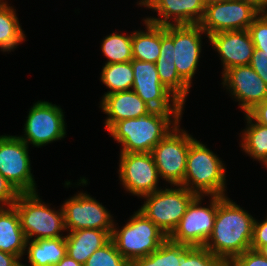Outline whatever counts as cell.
Wrapping results in <instances>:
<instances>
[{"mask_svg":"<svg viewBox=\"0 0 267 266\" xmlns=\"http://www.w3.org/2000/svg\"><path fill=\"white\" fill-rule=\"evenodd\" d=\"M227 196H217L213 231L204 247L228 264L234 257L251 249L253 218Z\"/></svg>","mask_w":267,"mask_h":266,"instance_id":"cell-1","label":"cell"},{"mask_svg":"<svg viewBox=\"0 0 267 266\" xmlns=\"http://www.w3.org/2000/svg\"><path fill=\"white\" fill-rule=\"evenodd\" d=\"M182 113L152 110L144 116L116 122L108 132L122 145L120 152L151 153L153 148L180 124Z\"/></svg>","mask_w":267,"mask_h":266,"instance_id":"cell-2","label":"cell"},{"mask_svg":"<svg viewBox=\"0 0 267 266\" xmlns=\"http://www.w3.org/2000/svg\"><path fill=\"white\" fill-rule=\"evenodd\" d=\"M203 143L194 139L187 155L182 186L199 196H226L225 166Z\"/></svg>","mask_w":267,"mask_h":266,"instance_id":"cell-3","label":"cell"},{"mask_svg":"<svg viewBox=\"0 0 267 266\" xmlns=\"http://www.w3.org/2000/svg\"><path fill=\"white\" fill-rule=\"evenodd\" d=\"M115 226L114 223L111 240L114 242L119 253L129 263L150 255L168 238L139 209L131 216L121 230Z\"/></svg>","mask_w":267,"mask_h":266,"instance_id":"cell-4","label":"cell"},{"mask_svg":"<svg viewBox=\"0 0 267 266\" xmlns=\"http://www.w3.org/2000/svg\"><path fill=\"white\" fill-rule=\"evenodd\" d=\"M35 193H20L13 205L20 217L21 228L26 240L65 237L64 213L48 207Z\"/></svg>","mask_w":267,"mask_h":266,"instance_id":"cell-5","label":"cell"},{"mask_svg":"<svg viewBox=\"0 0 267 266\" xmlns=\"http://www.w3.org/2000/svg\"><path fill=\"white\" fill-rule=\"evenodd\" d=\"M197 195L182 185L165 188L143 196L146 199L139 209L144 213L167 237L174 231L187 207Z\"/></svg>","mask_w":267,"mask_h":266,"instance_id":"cell-6","label":"cell"},{"mask_svg":"<svg viewBox=\"0 0 267 266\" xmlns=\"http://www.w3.org/2000/svg\"><path fill=\"white\" fill-rule=\"evenodd\" d=\"M194 138L178 124L151 151L160 178L170 185H182L187 155Z\"/></svg>","mask_w":267,"mask_h":266,"instance_id":"cell-7","label":"cell"},{"mask_svg":"<svg viewBox=\"0 0 267 266\" xmlns=\"http://www.w3.org/2000/svg\"><path fill=\"white\" fill-rule=\"evenodd\" d=\"M24 136H18L27 145L42 147L66 135L63 110L50 102L38 101L26 117Z\"/></svg>","mask_w":267,"mask_h":266,"instance_id":"cell-8","label":"cell"},{"mask_svg":"<svg viewBox=\"0 0 267 266\" xmlns=\"http://www.w3.org/2000/svg\"><path fill=\"white\" fill-rule=\"evenodd\" d=\"M28 145L18 136H0V173L19 193H35Z\"/></svg>","mask_w":267,"mask_h":266,"instance_id":"cell-9","label":"cell"},{"mask_svg":"<svg viewBox=\"0 0 267 266\" xmlns=\"http://www.w3.org/2000/svg\"><path fill=\"white\" fill-rule=\"evenodd\" d=\"M204 196L197 195L187 207L186 213L168 238L188 246H204L209 239L217 213V196H211L210 205L202 207ZM200 205V206H199Z\"/></svg>","mask_w":267,"mask_h":266,"instance_id":"cell-10","label":"cell"},{"mask_svg":"<svg viewBox=\"0 0 267 266\" xmlns=\"http://www.w3.org/2000/svg\"><path fill=\"white\" fill-rule=\"evenodd\" d=\"M260 13L261 11L250 2L227 0L207 5L199 25L207 37L223 31L248 30Z\"/></svg>","mask_w":267,"mask_h":266,"instance_id":"cell-11","label":"cell"},{"mask_svg":"<svg viewBox=\"0 0 267 266\" xmlns=\"http://www.w3.org/2000/svg\"><path fill=\"white\" fill-rule=\"evenodd\" d=\"M131 63L134 75L132 90L148 106L159 111H183L184 104L160 82L155 63L135 59Z\"/></svg>","mask_w":267,"mask_h":266,"instance_id":"cell-12","label":"cell"},{"mask_svg":"<svg viewBox=\"0 0 267 266\" xmlns=\"http://www.w3.org/2000/svg\"><path fill=\"white\" fill-rule=\"evenodd\" d=\"M66 231L99 229L112 233L114 220L107 209L89 194L80 192L62 205ZM69 229V230H68Z\"/></svg>","mask_w":267,"mask_h":266,"instance_id":"cell-13","label":"cell"},{"mask_svg":"<svg viewBox=\"0 0 267 266\" xmlns=\"http://www.w3.org/2000/svg\"><path fill=\"white\" fill-rule=\"evenodd\" d=\"M119 178L125 190L138 197L160 190L159 174L151 153L120 152Z\"/></svg>","mask_w":267,"mask_h":266,"instance_id":"cell-14","label":"cell"},{"mask_svg":"<svg viewBox=\"0 0 267 266\" xmlns=\"http://www.w3.org/2000/svg\"><path fill=\"white\" fill-rule=\"evenodd\" d=\"M222 76L223 87L239 101L245 114L267 99V84L250 65L230 68Z\"/></svg>","mask_w":267,"mask_h":266,"instance_id":"cell-15","label":"cell"},{"mask_svg":"<svg viewBox=\"0 0 267 266\" xmlns=\"http://www.w3.org/2000/svg\"><path fill=\"white\" fill-rule=\"evenodd\" d=\"M202 33L206 34L199 24L173 25L174 64L190 87L200 58Z\"/></svg>","mask_w":267,"mask_h":266,"instance_id":"cell-16","label":"cell"},{"mask_svg":"<svg viewBox=\"0 0 267 266\" xmlns=\"http://www.w3.org/2000/svg\"><path fill=\"white\" fill-rule=\"evenodd\" d=\"M138 5L157 11L160 18L145 20L161 26L199 24L206 7L203 0H140Z\"/></svg>","mask_w":267,"mask_h":266,"instance_id":"cell-17","label":"cell"},{"mask_svg":"<svg viewBox=\"0 0 267 266\" xmlns=\"http://www.w3.org/2000/svg\"><path fill=\"white\" fill-rule=\"evenodd\" d=\"M213 48L219 53L223 72L251 62L255 46L248 30L223 31L208 37Z\"/></svg>","mask_w":267,"mask_h":266,"instance_id":"cell-18","label":"cell"},{"mask_svg":"<svg viewBox=\"0 0 267 266\" xmlns=\"http://www.w3.org/2000/svg\"><path fill=\"white\" fill-rule=\"evenodd\" d=\"M160 82L185 104L190 86L179 76L173 54V25L161 26L160 56L155 62Z\"/></svg>","mask_w":267,"mask_h":266,"instance_id":"cell-19","label":"cell"},{"mask_svg":"<svg viewBox=\"0 0 267 266\" xmlns=\"http://www.w3.org/2000/svg\"><path fill=\"white\" fill-rule=\"evenodd\" d=\"M100 108L108 115L104 122L107 131L116 122L138 118L153 110L133 90L103 95Z\"/></svg>","mask_w":267,"mask_h":266,"instance_id":"cell-20","label":"cell"},{"mask_svg":"<svg viewBox=\"0 0 267 266\" xmlns=\"http://www.w3.org/2000/svg\"><path fill=\"white\" fill-rule=\"evenodd\" d=\"M111 240L109 231L81 229L65 236L67 255L84 265L88 258Z\"/></svg>","mask_w":267,"mask_h":266,"instance_id":"cell-21","label":"cell"},{"mask_svg":"<svg viewBox=\"0 0 267 266\" xmlns=\"http://www.w3.org/2000/svg\"><path fill=\"white\" fill-rule=\"evenodd\" d=\"M0 250L19 259L26 253V237L14 206L0 208Z\"/></svg>","mask_w":267,"mask_h":266,"instance_id":"cell-22","label":"cell"},{"mask_svg":"<svg viewBox=\"0 0 267 266\" xmlns=\"http://www.w3.org/2000/svg\"><path fill=\"white\" fill-rule=\"evenodd\" d=\"M26 248L30 266H55L67 254L65 237L26 240Z\"/></svg>","mask_w":267,"mask_h":266,"instance_id":"cell-23","label":"cell"},{"mask_svg":"<svg viewBox=\"0 0 267 266\" xmlns=\"http://www.w3.org/2000/svg\"><path fill=\"white\" fill-rule=\"evenodd\" d=\"M143 20L146 30L133 31L132 34V56L138 61L155 63L160 56L161 25Z\"/></svg>","mask_w":267,"mask_h":266,"instance_id":"cell-24","label":"cell"},{"mask_svg":"<svg viewBox=\"0 0 267 266\" xmlns=\"http://www.w3.org/2000/svg\"><path fill=\"white\" fill-rule=\"evenodd\" d=\"M24 40L25 34L19 24L16 10L8 6L7 1L0 0V50L13 51Z\"/></svg>","mask_w":267,"mask_h":266,"instance_id":"cell-25","label":"cell"},{"mask_svg":"<svg viewBox=\"0 0 267 266\" xmlns=\"http://www.w3.org/2000/svg\"><path fill=\"white\" fill-rule=\"evenodd\" d=\"M190 247L167 238L156 251L132 261L130 266H179L183 255Z\"/></svg>","mask_w":267,"mask_h":266,"instance_id":"cell-26","label":"cell"},{"mask_svg":"<svg viewBox=\"0 0 267 266\" xmlns=\"http://www.w3.org/2000/svg\"><path fill=\"white\" fill-rule=\"evenodd\" d=\"M245 115L248 127L242 132L241 147L250 157L264 163L267 159V127L257 123L248 113Z\"/></svg>","mask_w":267,"mask_h":266,"instance_id":"cell-27","label":"cell"},{"mask_svg":"<svg viewBox=\"0 0 267 266\" xmlns=\"http://www.w3.org/2000/svg\"><path fill=\"white\" fill-rule=\"evenodd\" d=\"M100 78L110 90L104 95L132 90L134 75L131 61L105 64Z\"/></svg>","mask_w":267,"mask_h":266,"instance_id":"cell-28","label":"cell"},{"mask_svg":"<svg viewBox=\"0 0 267 266\" xmlns=\"http://www.w3.org/2000/svg\"><path fill=\"white\" fill-rule=\"evenodd\" d=\"M101 51L108 60L105 64L131 61L133 59L132 34L123 35L113 32L102 41Z\"/></svg>","mask_w":267,"mask_h":266,"instance_id":"cell-29","label":"cell"},{"mask_svg":"<svg viewBox=\"0 0 267 266\" xmlns=\"http://www.w3.org/2000/svg\"><path fill=\"white\" fill-rule=\"evenodd\" d=\"M84 266H130V263L119 253L114 242L110 240L96 250Z\"/></svg>","mask_w":267,"mask_h":266,"instance_id":"cell-30","label":"cell"},{"mask_svg":"<svg viewBox=\"0 0 267 266\" xmlns=\"http://www.w3.org/2000/svg\"><path fill=\"white\" fill-rule=\"evenodd\" d=\"M225 263L204 246L190 247L179 266H224Z\"/></svg>","mask_w":267,"mask_h":266,"instance_id":"cell-31","label":"cell"},{"mask_svg":"<svg viewBox=\"0 0 267 266\" xmlns=\"http://www.w3.org/2000/svg\"><path fill=\"white\" fill-rule=\"evenodd\" d=\"M255 49L267 56V15L261 12L248 28Z\"/></svg>","mask_w":267,"mask_h":266,"instance_id":"cell-32","label":"cell"},{"mask_svg":"<svg viewBox=\"0 0 267 266\" xmlns=\"http://www.w3.org/2000/svg\"><path fill=\"white\" fill-rule=\"evenodd\" d=\"M228 266H267V258L259 251L248 249L242 254L234 257Z\"/></svg>","mask_w":267,"mask_h":266,"instance_id":"cell-33","label":"cell"},{"mask_svg":"<svg viewBox=\"0 0 267 266\" xmlns=\"http://www.w3.org/2000/svg\"><path fill=\"white\" fill-rule=\"evenodd\" d=\"M19 194L15 187L0 173V207H12Z\"/></svg>","mask_w":267,"mask_h":266,"instance_id":"cell-34","label":"cell"},{"mask_svg":"<svg viewBox=\"0 0 267 266\" xmlns=\"http://www.w3.org/2000/svg\"><path fill=\"white\" fill-rule=\"evenodd\" d=\"M266 244H267V218L263 222H258L255 219L253 223V239L251 242V249L258 251L263 245Z\"/></svg>","mask_w":267,"mask_h":266,"instance_id":"cell-35","label":"cell"},{"mask_svg":"<svg viewBox=\"0 0 267 266\" xmlns=\"http://www.w3.org/2000/svg\"><path fill=\"white\" fill-rule=\"evenodd\" d=\"M249 65L267 84V56L255 49Z\"/></svg>","mask_w":267,"mask_h":266,"instance_id":"cell-36","label":"cell"},{"mask_svg":"<svg viewBox=\"0 0 267 266\" xmlns=\"http://www.w3.org/2000/svg\"><path fill=\"white\" fill-rule=\"evenodd\" d=\"M248 114L259 124L267 127V99L257 104Z\"/></svg>","mask_w":267,"mask_h":266,"instance_id":"cell-37","label":"cell"},{"mask_svg":"<svg viewBox=\"0 0 267 266\" xmlns=\"http://www.w3.org/2000/svg\"><path fill=\"white\" fill-rule=\"evenodd\" d=\"M0 266H22V263L16 255L0 250Z\"/></svg>","mask_w":267,"mask_h":266,"instance_id":"cell-38","label":"cell"},{"mask_svg":"<svg viewBox=\"0 0 267 266\" xmlns=\"http://www.w3.org/2000/svg\"><path fill=\"white\" fill-rule=\"evenodd\" d=\"M55 266H84L74 259H72L69 255H65Z\"/></svg>","mask_w":267,"mask_h":266,"instance_id":"cell-39","label":"cell"},{"mask_svg":"<svg viewBox=\"0 0 267 266\" xmlns=\"http://www.w3.org/2000/svg\"><path fill=\"white\" fill-rule=\"evenodd\" d=\"M252 3L261 12L267 10V0H242Z\"/></svg>","mask_w":267,"mask_h":266,"instance_id":"cell-40","label":"cell"},{"mask_svg":"<svg viewBox=\"0 0 267 266\" xmlns=\"http://www.w3.org/2000/svg\"><path fill=\"white\" fill-rule=\"evenodd\" d=\"M265 258H267V244L263 245L259 250H258Z\"/></svg>","mask_w":267,"mask_h":266,"instance_id":"cell-41","label":"cell"},{"mask_svg":"<svg viewBox=\"0 0 267 266\" xmlns=\"http://www.w3.org/2000/svg\"><path fill=\"white\" fill-rule=\"evenodd\" d=\"M205 6L213 4V3H219V2H223V1H227V0H203Z\"/></svg>","mask_w":267,"mask_h":266,"instance_id":"cell-42","label":"cell"},{"mask_svg":"<svg viewBox=\"0 0 267 266\" xmlns=\"http://www.w3.org/2000/svg\"><path fill=\"white\" fill-rule=\"evenodd\" d=\"M265 166H266V168H267V159L264 161V163H263Z\"/></svg>","mask_w":267,"mask_h":266,"instance_id":"cell-43","label":"cell"}]
</instances>
